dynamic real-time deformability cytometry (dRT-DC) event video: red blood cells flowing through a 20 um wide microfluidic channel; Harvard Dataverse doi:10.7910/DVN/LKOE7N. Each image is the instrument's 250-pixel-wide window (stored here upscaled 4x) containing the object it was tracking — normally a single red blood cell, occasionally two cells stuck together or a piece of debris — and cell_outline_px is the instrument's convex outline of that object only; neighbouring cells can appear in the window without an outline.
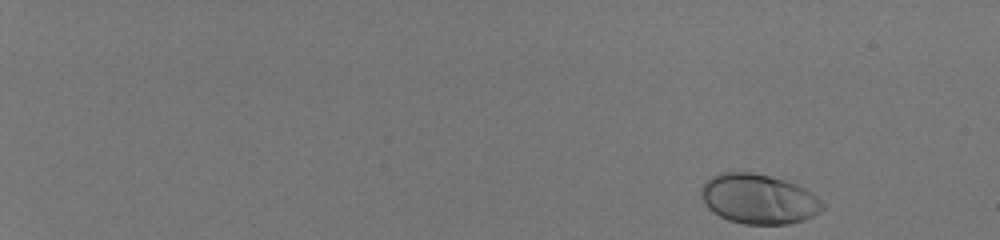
{"species": "human", "species_latin": "Homo sapiens", "temperature_condition": "room temperature", "stored_images_in_passage": 50, "camera_frame_rate_fps": 3000, "um_per_image_px": 0.085, "donor": {"sex": "male"}, "frame": {"image": 1, "passage_image": 1, "time_ms": 0.0, "image_size_px": [1000, 240], "cell_outline_px": [[824, 208], [820, 212], [804, 220], [788, 224], [744, 224], [728, 220], [720, 216], [708, 208], [704, 204], [700, 192], [700, 188], [712, 176], [720, 172], [752, 172], [784, 180], [796, 184], [812, 192], [824, 204]], "centroid_in_image_um": [64.48, 16.92], "position_along_channel_um": 20.5, "area_um2": 35.26}}
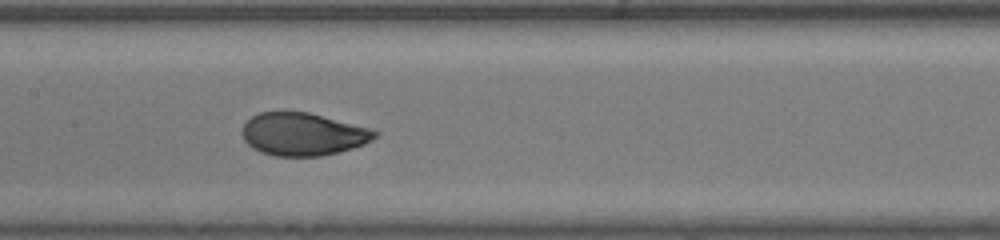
{"frame": {"image": 2, "passage_image": 28, "time_ms": 9.0, "image_size_px": [1000, 240], "cell_outline_px": [[380, 136], [364, 144], [352, 148], [320, 156], [276, 156], [252, 148], [244, 140], [240, 132], [244, 124], [252, 116], [260, 112], [284, 108], [308, 112], [368, 128], [380, 132]], "centroid_in_image_um": [25.71, 11.36], "position_along_channel_um": 181.7, "area_um2": 33.52}}
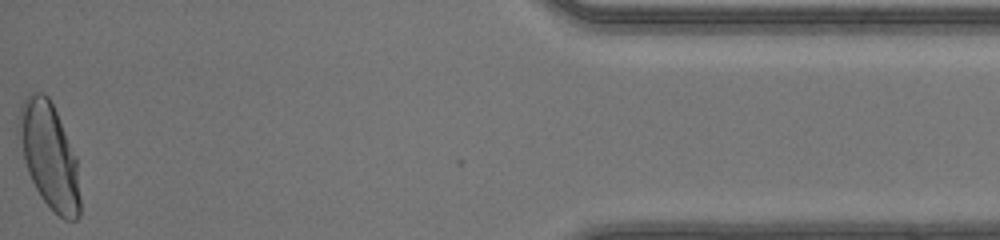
{"frame": {"image": 3, "passage_image": 50, "time_ms": 16.333, "image_size_px": [1000, 240], "cell_outline_px": [[80, 216], [76, 220], [64, 220], [40, 196], [28, 172], [16, 132], [16, 128], [20, 104], [32, 92], [44, 92], [48, 96], [56, 112], [76, 156], [80, 200]], "centroid_in_image_um": [4.16, 13.21], "position_along_channel_um": 431.0, "area_um2": 37.51}, "authors_computed_cell_mechanics": {"area_um2": 33.5818, "velocity_mm_per_s": 4.1596, "shape_relaxation_time_tau1_ms": 2.8021, "shape_relaxation_time_tau2_ms": null, "deformation_change_tau1": 0.1471, "deformation_change_tau2": null}}